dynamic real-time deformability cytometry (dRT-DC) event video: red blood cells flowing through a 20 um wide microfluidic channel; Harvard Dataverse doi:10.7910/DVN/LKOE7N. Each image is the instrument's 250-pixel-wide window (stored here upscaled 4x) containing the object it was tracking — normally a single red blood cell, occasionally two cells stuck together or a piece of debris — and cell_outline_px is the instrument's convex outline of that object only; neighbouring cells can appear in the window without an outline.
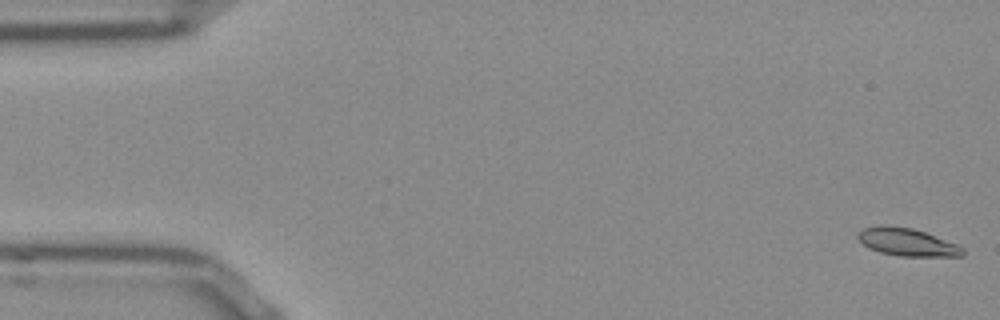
{"species": "Egyptian fruit bat (a non-hibernating species)", "species_latin": "Rousettus aegyptiacus", "temperature_condition": "room temperature", "stored_images_in_passage": 52, "camera_frame_rate_fps": 3000, "um_per_image_px": 0.085, "frame": {"image": 1, "passage_image": 1, "time_ms": 0.0, "image_size_px": [1000, 320], "cell_outline_px": [[964, 256], [900, 256], [880, 252], [868, 248], [856, 236], [864, 228], [880, 224], [912, 228], [924, 232], [956, 244], [964, 248]], "centroid_in_image_um": [77.09, 20.58], "position_along_channel_um": 7.9, "area_um2": 16.76}}
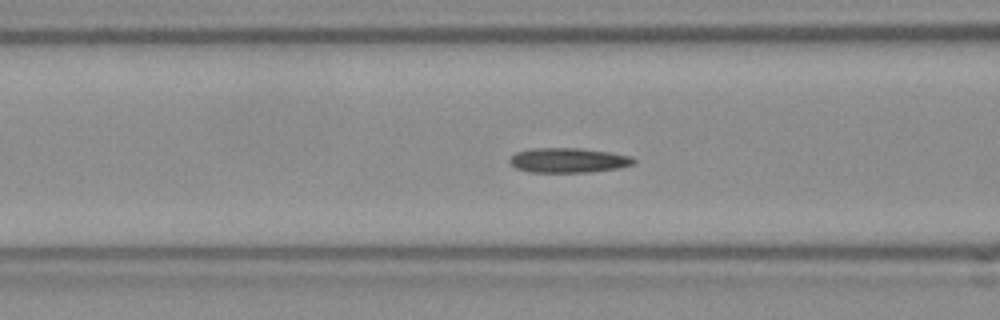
{"frame": {"image": 2, "passage_image": 20, "time_ms": 6.333, "image_size_px": [1000, 320], "cell_outline_px": [[636, 164], [620, 168], [592, 172], [528, 172], [516, 168], [508, 160], [516, 152], [532, 148], [580, 148], [608, 152], [632, 156], [636, 160]], "centroid_in_image_um": [48.35, 13.63], "position_along_channel_um": 118.3, "area_um2": 18.03}}
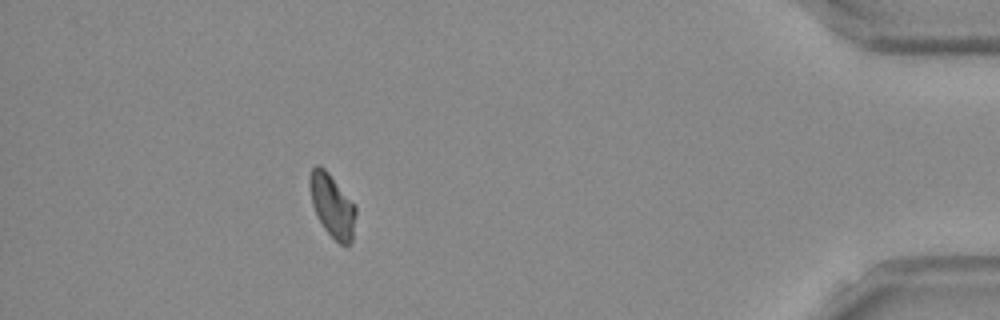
{"frame": {"image": 3, "passage_image": 47, "time_ms": 15.333, "image_size_px": [1000, 320], "cell_outline_px": [[356, 212], [352, 240], [348, 244], [340, 244], [324, 228], [312, 204], [308, 184], [308, 176], [312, 168], [316, 164], [320, 164], [328, 172], [356, 204]], "centroid_in_image_um": [28.23, 17.41], "position_along_channel_um": 407.0, "area_um2": 16.99}}